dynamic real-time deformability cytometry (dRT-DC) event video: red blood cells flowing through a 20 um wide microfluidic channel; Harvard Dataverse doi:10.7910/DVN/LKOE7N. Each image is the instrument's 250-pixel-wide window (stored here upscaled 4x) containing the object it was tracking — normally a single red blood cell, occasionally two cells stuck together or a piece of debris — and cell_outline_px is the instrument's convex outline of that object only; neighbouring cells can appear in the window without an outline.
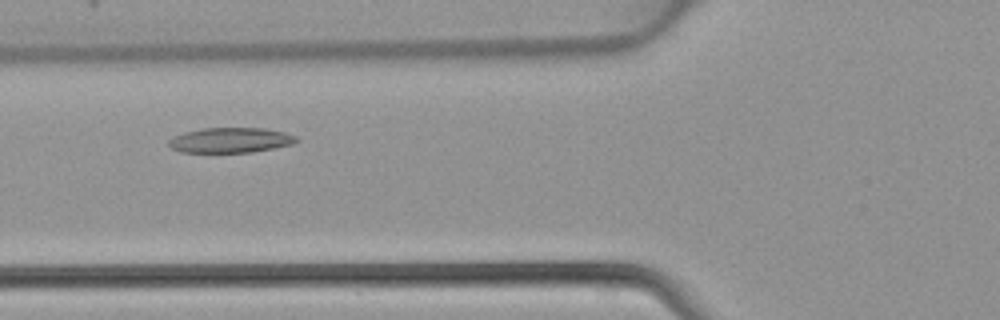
{"species": "common noctule bat (a hibernating species)", "species_latin": "Nyctalus noctula", "temperature_condition": "warm", "stored_images_in_passage": 2, "camera_frame_rate_fps": 3000, "um_per_image_px": 0.085, "animal": {"sex": "female", "body_mass_g": 22.7, "forearm_length_mm": 54.2}, "frame": {"image": 1, "passage_image": 2, "time_ms": 0.333, "image_size_px": [1000, 320], "cell_outline_px": [[300, 140], [292, 144], [252, 152], [180, 152], [172, 148], [168, 144], [168, 140], [172, 136], [184, 132], [204, 128], [264, 128], [284, 132], [296, 136]], "centroid_in_image_um": [19.57, 11.91], "position_along_channel_um": 106.2, "area_um2": 18.67}}